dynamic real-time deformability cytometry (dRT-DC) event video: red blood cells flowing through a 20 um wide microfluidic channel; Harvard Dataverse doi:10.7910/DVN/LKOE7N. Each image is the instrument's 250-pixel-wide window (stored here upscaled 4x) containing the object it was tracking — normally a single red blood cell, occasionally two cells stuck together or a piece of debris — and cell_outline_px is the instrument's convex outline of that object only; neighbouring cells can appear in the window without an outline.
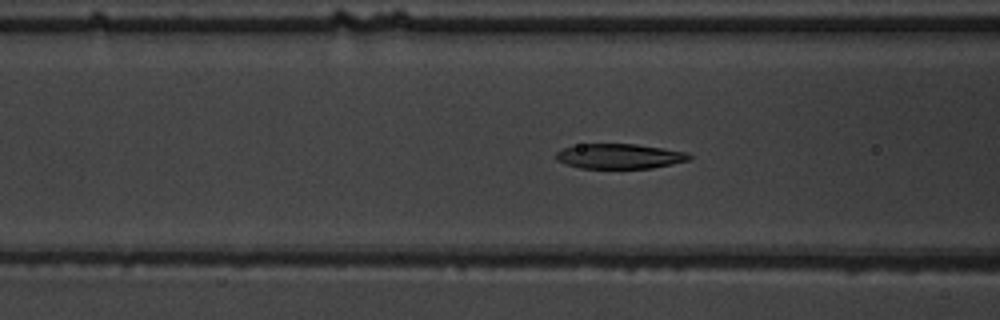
{"species": "common noctule bat (a hibernating species)", "species_latin": "Nyctalus noctula", "temperature_condition": "warm", "stored_images_in_passage": 56, "camera_frame_rate_fps": 3000, "um_per_image_px": 0.085, "animal": {"sex": "male", "body_mass_g": 19.5, "forearm_length_mm": 54.6}, "frame": {"image": 1, "passage_image": 23, "time_ms": 7.333, "image_size_px": [1000, 320], "cell_outline_px": [[692, 160], [652, 168], [580, 168], [564, 164], [556, 160], [552, 156], [556, 152], [564, 148], [580, 144], [636, 144], [688, 152], [692, 156]], "centroid_in_image_um": [52.65, 13.28], "position_along_channel_um": 114.0, "area_um2": 19.59}}
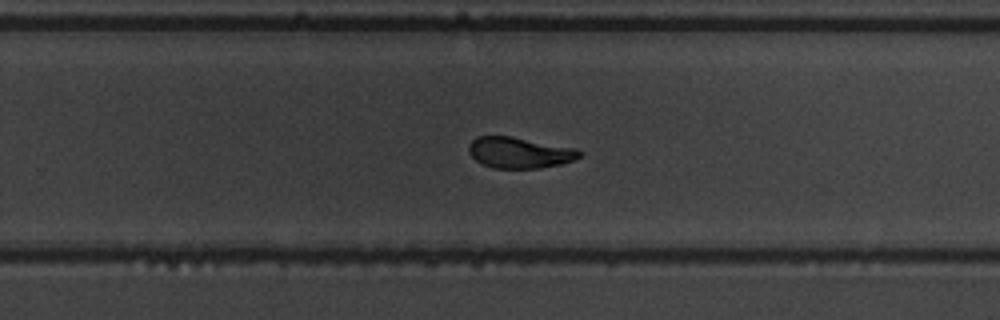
{"frame": {"image": 2, "passage_image": 37, "time_ms": 12.0, "image_size_px": [1000, 320], "cell_outline_px": [[584, 152], [576, 160], [560, 164], [540, 168], [492, 168], [480, 164], [468, 152], [468, 144], [476, 136], [512, 136], [576, 148]], "centroid_in_image_um": [44.15, 12.97], "position_along_channel_um": 285.6, "area_um2": 20.29}}
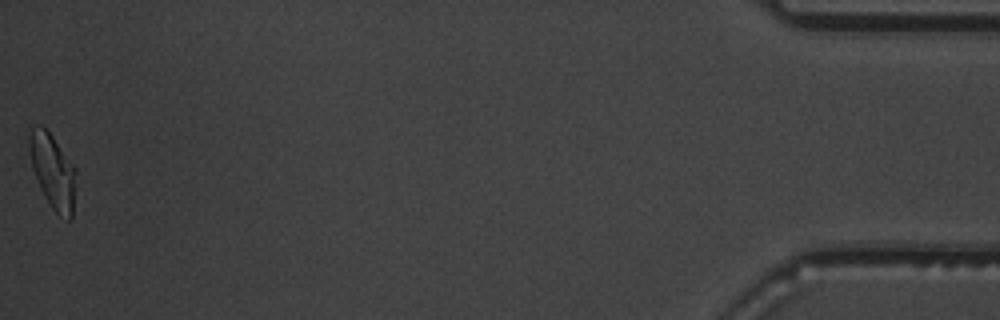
{"frame": {"image": 3, "passage_image": 56, "time_ms": 18.333, "image_size_px": [1000, 320], "cell_outline_px": [[76, 172], [72, 216], [68, 220], [56, 212], [52, 208], [40, 188], [32, 168], [28, 144], [28, 136], [32, 128], [36, 124], [40, 124], [52, 136], [76, 168]], "centroid_in_image_um": [4.47, 14.52], "position_along_channel_um": 430.7, "area_um2": 20.0}, "authors_computed_cell_mechanics": {"area_um2": 20.4034, "velocity_mm_per_s": 3.6874, "shape_relaxation_time_tau1_ms": 3.9855, "shape_relaxation_time_tau2_ms": 1.7024, "deformation_change_tau1": 0.1725, "deformation_change_tau2": 0.0784}}